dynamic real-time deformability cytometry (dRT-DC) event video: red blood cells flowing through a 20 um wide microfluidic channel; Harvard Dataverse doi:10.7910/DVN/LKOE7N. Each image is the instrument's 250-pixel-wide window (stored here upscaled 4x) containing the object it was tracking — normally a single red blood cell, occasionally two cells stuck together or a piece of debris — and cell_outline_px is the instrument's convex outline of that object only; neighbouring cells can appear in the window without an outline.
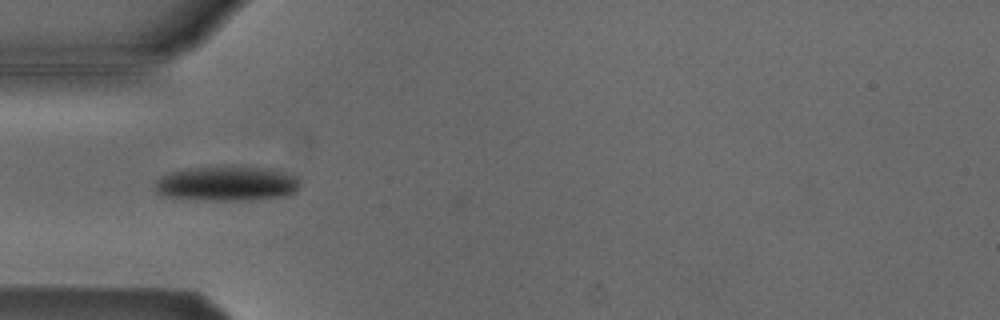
{"species": "Egyptian fruit bat (a non-hibernating species)", "species_latin": "Rousettus aegyptiacus", "temperature_condition": "cold", "stored_images_in_passage": 31, "camera_frame_rate_fps": 3000, "um_per_image_px": 0.085, "animal": {"sex": "male"}, "frame": {"image": 1, "passage_image": 3, "time_ms": 0.667, "image_size_px": [1000, 320], "cell_outline_px": [[300, 184], [296, 192], [288, 196], [252, 200], [212, 200], [160, 196], [156, 192], [156, 180], [160, 176], [172, 172], [188, 168], [224, 164], [272, 168], [300, 176]], "centroid_in_image_um": [19.36, 15.57], "position_along_channel_um": 65.6, "area_um2": 30.52}}
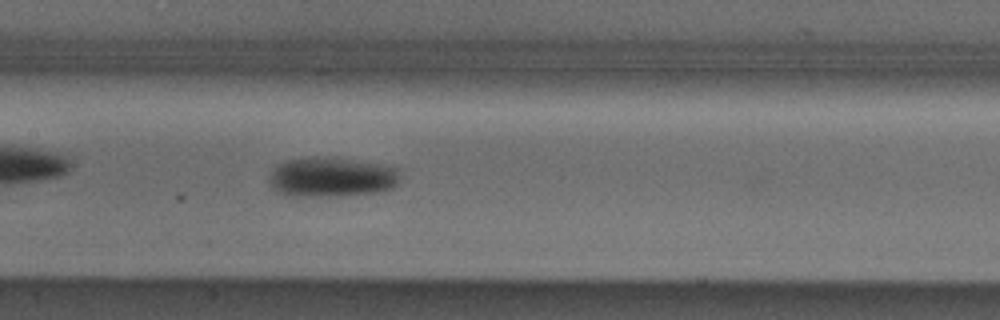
{"frame": {"image": 2, "passage_image": 12, "time_ms": 3.667, "image_size_px": [1000, 320], "cell_outline_px": [[400, 172], [396, 184], [392, 188], [376, 192], [340, 196], [288, 196], [276, 192], [272, 188], [268, 180], [268, 176], [276, 164], [284, 160], [316, 156], [380, 164], [396, 168]], "centroid_in_image_um": [28.09, 15.06], "position_along_channel_um": 179.3, "area_um2": 30.4}}
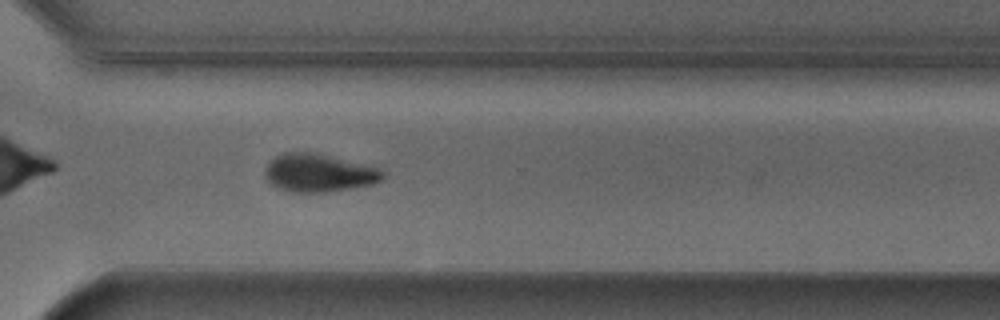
{"frame": {"image": 3, "passage_image": 25, "time_ms": 8.0, "image_size_px": [1000, 320], "cell_outline_px": [[384, 176], [380, 180], [372, 184], [352, 188], [324, 192], [292, 192], [280, 188], [272, 184], [264, 176], [264, 172], [268, 164], [276, 156], [284, 152], [316, 152], [376, 168], [384, 172]], "centroid_in_image_um": [27.06, 14.69], "position_along_channel_um": 343.5, "area_um2": 25.66}, "authors_computed_cell_mechanics": {"area_um2": 28.8422, "velocity_mm_per_s": 3.8032, "shape_relaxation_time_tau1_ms": 3.159, "shape_relaxation_time_tau2_ms": null, "deformation_change_tau1": 0.1126, "deformation_change_tau2": null}}